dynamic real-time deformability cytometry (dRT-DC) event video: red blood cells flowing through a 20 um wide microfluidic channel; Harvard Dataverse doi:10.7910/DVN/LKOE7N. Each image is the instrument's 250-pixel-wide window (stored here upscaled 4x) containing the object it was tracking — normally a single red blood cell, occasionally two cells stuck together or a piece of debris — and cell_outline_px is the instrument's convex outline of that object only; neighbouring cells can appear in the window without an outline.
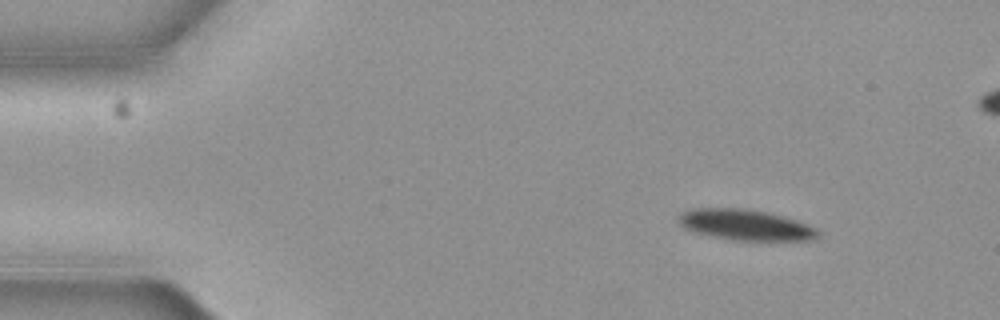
{"species": "common noctule bat (a hibernating species)", "species_latin": "Nyctalus noctula", "temperature_condition": "cold", "stored_images_in_passage": 9, "camera_frame_rate_fps": 3000, "um_per_image_px": 0.085, "animal": {"sex": "female", "body_mass_g": 19.3, "forearm_length_mm": 54.1}, "frame": {"image": 1, "passage_image": 1, "time_ms": 0.0, "image_size_px": [1000, 320], "cell_outline_px": [[820, 236], [816, 240], [732, 240], [696, 232], [684, 228], [680, 224], [680, 212], [692, 208], [744, 208], [768, 212], [784, 216], [808, 224], [816, 228], [820, 232]], "centroid_in_image_um": [63.42, 19.11], "position_along_channel_um": 21.6, "area_um2": 25.03}}
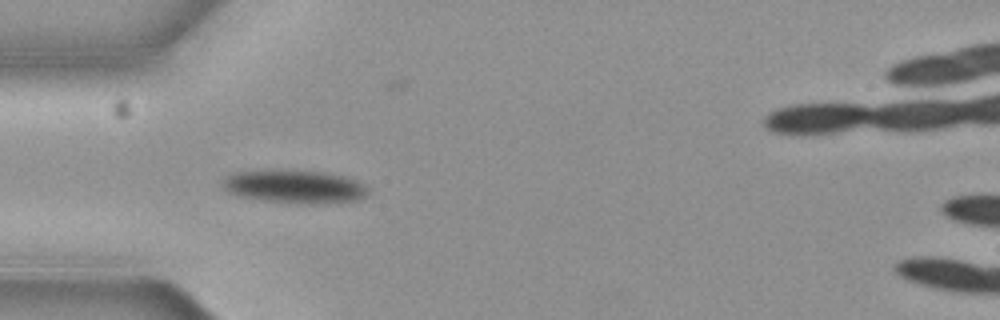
{"frame": {"image": 2, "passage_image": 4, "time_ms": 1.0, "image_size_px": [1000, 320], "cell_outline_px": [[368, 196], [356, 200], [324, 204], [300, 204], [264, 200], [240, 196], [228, 192], [220, 184], [224, 176], [236, 172], [328, 172], [352, 176], [368, 184]], "centroid_in_image_um": [25.17, 15.89], "position_along_channel_um": 59.8, "area_um2": 28.21}}
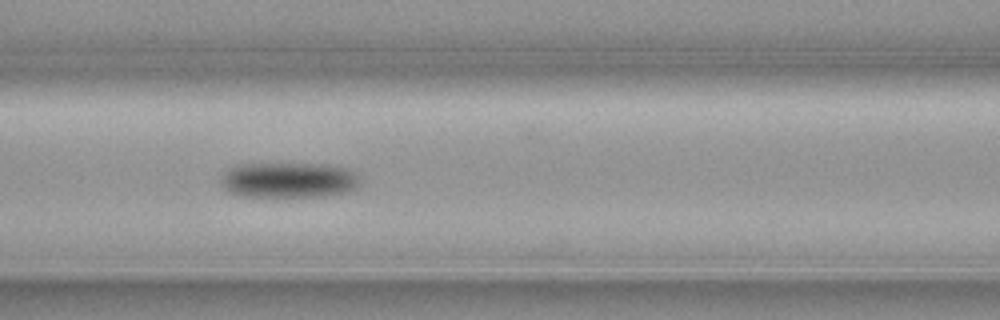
{"frame": {"image": 3, "passage_image": 6, "time_ms": 1.667, "image_size_px": [1000, 320], "cell_outline_px": [[360, 184], [356, 188], [348, 192], [328, 196], [236, 196], [228, 192], [224, 188], [220, 180], [224, 172], [228, 168], [236, 164], [328, 164], [352, 168], [360, 176]], "centroid_in_image_um": [24.59, 15.3], "position_along_channel_um": 142.0, "area_um2": 29.36}}